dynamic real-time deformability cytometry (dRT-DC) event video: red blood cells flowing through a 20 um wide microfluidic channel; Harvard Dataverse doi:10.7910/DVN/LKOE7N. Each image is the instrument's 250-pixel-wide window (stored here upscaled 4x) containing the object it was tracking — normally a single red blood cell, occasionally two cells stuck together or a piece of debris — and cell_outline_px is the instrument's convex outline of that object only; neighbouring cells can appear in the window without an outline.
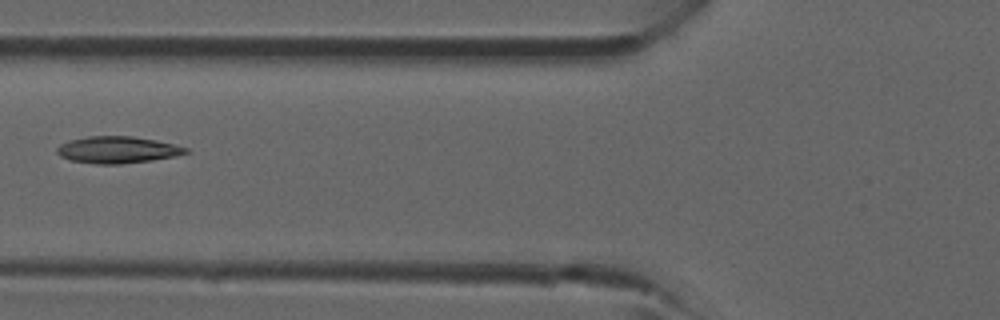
{"species": "common noctule bat (a hibernating species)", "species_latin": "Nyctalus noctula", "temperature_condition": "room temperature", "stored_images_in_passage": 5, "camera_frame_rate_fps": 3000, "um_per_image_px": 0.085, "animal": {"sex": "male", "forearm_length_mm": 52.5}, "frame": {"image": 1, "passage_image": 5, "time_ms": 4.333, "image_size_px": [1000, 320], "cell_outline_px": [[188, 152], [176, 156], [152, 160], [120, 164], [96, 164], [72, 160], [60, 156], [56, 152], [56, 148], [60, 144], [68, 140], [88, 136], [132, 136], [156, 140], [188, 148]], "centroid_in_image_um": [9.96, 12.73], "position_along_channel_um": 115.8, "area_um2": 20.06}}